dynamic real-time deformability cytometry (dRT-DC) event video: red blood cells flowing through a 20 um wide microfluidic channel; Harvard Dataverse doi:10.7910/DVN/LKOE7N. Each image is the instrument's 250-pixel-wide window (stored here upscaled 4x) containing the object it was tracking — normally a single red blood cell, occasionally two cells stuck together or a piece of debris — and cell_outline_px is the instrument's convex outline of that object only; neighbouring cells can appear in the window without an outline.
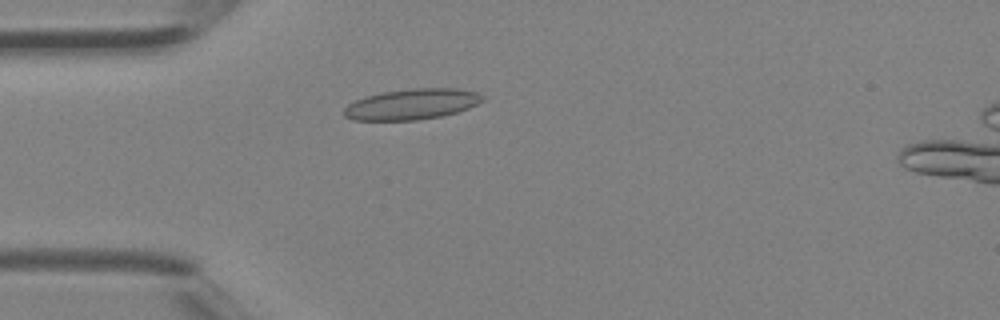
{"species": "Egyptian fruit bat (a non-hibernating species)", "species_latin": "Rousettus aegyptiacus", "temperature_condition": "room temperature", "stored_images_in_passage": 39, "camera_frame_rate_fps": 3000, "um_per_image_px": 0.085, "animal": {"sex": "female"}, "frame": {"image": 1, "passage_image": 10, "time_ms": 3.0, "image_size_px": [1000, 320], "cell_outline_px": [[484, 100], [468, 108], [456, 112], [440, 116], [416, 120], [352, 120], [344, 116], [344, 108], [348, 104], [364, 96], [384, 92], [412, 88], [456, 88], [476, 92], [484, 96]], "centroid_in_image_um": [34.99, 8.85], "position_along_channel_um": 50.0, "area_um2": 24.68}}
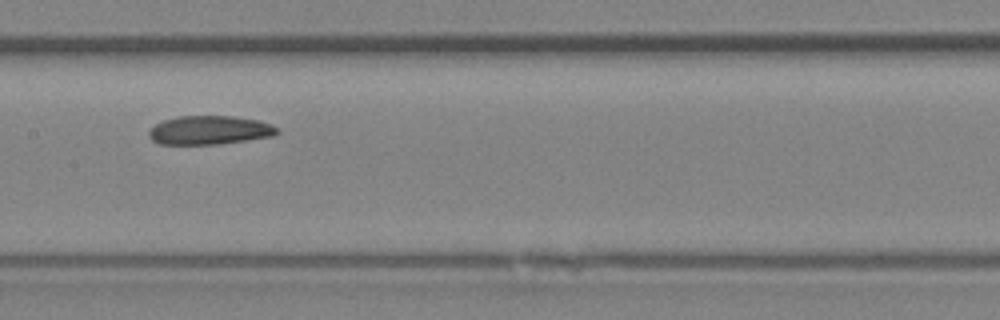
{"frame": {"image": 2, "passage_image": 19, "time_ms": 6.0, "image_size_px": [1000, 320], "cell_outline_px": [[280, 132], [272, 136], [220, 144], [160, 144], [152, 140], [148, 136], [148, 132], [156, 124], [164, 120], [180, 116], [232, 116], [260, 120], [272, 124], [280, 128]], "centroid_in_image_um": [17.86, 11.06], "position_along_channel_um": 189.5, "area_um2": 21.56}}
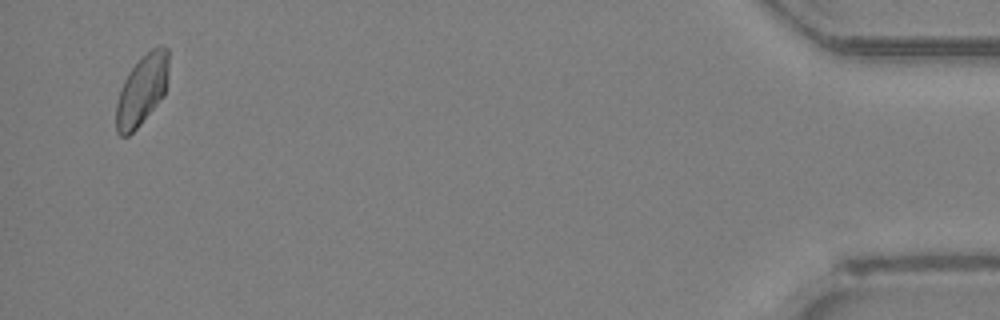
{"frame": {"image": 3, "passage_image": 38, "time_ms": 12.333, "image_size_px": [1000, 320], "cell_outline_px": [[168, 72], [164, 96], [140, 124], [128, 136], [120, 136], [116, 132], [116, 104], [124, 80], [128, 72], [152, 48], [160, 44], [168, 48]], "centroid_in_image_um": [12.07, 7.66], "position_along_channel_um": 423.1, "area_um2": 21.27}}